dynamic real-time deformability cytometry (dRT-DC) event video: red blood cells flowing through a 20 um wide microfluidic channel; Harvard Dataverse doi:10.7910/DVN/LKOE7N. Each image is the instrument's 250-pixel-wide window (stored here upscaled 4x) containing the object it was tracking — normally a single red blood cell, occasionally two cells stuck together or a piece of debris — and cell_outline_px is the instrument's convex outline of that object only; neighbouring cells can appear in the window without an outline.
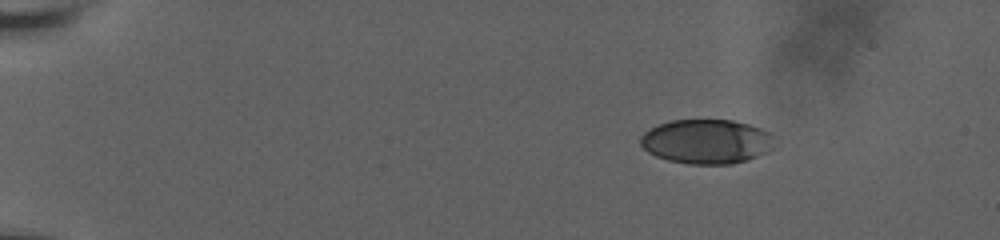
{"species": "human", "species_latin": "Homo sapiens", "temperature_condition": "room temperature", "stored_images_in_passage": 17, "camera_frame_rate_fps": 3000, "um_per_image_px": 0.085, "donor": {"sex": "male"}, "frame": {"image": 1, "passage_image": 3, "time_ms": 2.333, "image_size_px": [1000, 240], "cell_outline_px": [[772, 148], [748, 160], [732, 164], [688, 164], [668, 160], [656, 156], [648, 152], [640, 144], [640, 136], [644, 132], [660, 124], [672, 120], [732, 120], [748, 124], [760, 128], [768, 132]], "centroid_in_image_um": [60.0, 12.03], "position_along_channel_um": 25.0, "area_um2": 34.28}}
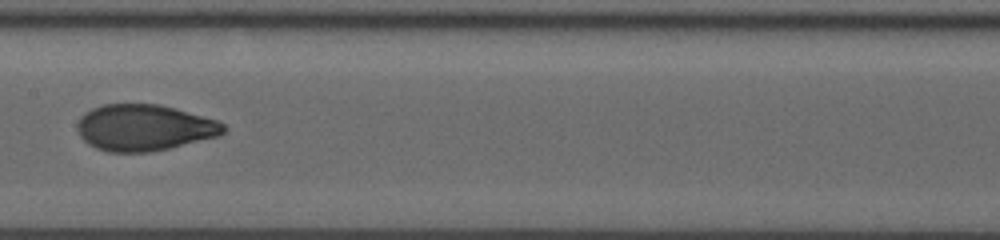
{"frame": {"image": 2, "passage_image": 10, "time_ms": 10.0, "image_size_px": [1000, 240], "cell_outline_px": [[228, 128], [220, 136], [168, 148], [148, 152], [108, 152], [96, 148], [88, 144], [80, 136], [76, 128], [76, 124], [80, 116], [84, 112], [92, 108], [104, 104], [160, 104], [176, 108], [216, 120], [224, 124]], "centroid_in_image_um": [12.24, 10.84], "position_along_channel_um": 195.2, "area_um2": 39.65}}
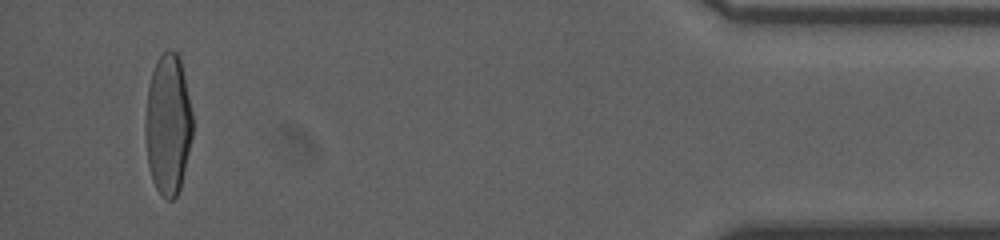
{"frame": {"image": 3, "passage_image": 17, "time_ms": 17.667, "image_size_px": [1000, 240], "cell_outline_px": [[192, 136], [180, 188], [176, 196], [172, 200], [168, 200], [156, 188], [152, 180], [148, 164], [144, 128], [144, 120], [148, 84], [156, 60], [168, 48], [176, 52], [180, 56], [192, 112]], "centroid_in_image_um": [14.26, 10.54], "position_along_channel_um": 420.9, "area_um2": 38.9}, "authors_computed_cell_mechanics": {"area_um2": 38.2058, "velocity_mm_per_s": 3.7808, "shape_relaxation_time_tau1_ms": 6.213, "shape_relaxation_time_tau2_ms": 0.4512, "deformation_change_tau1": 0.2088, "deformation_change_tau2": 0.0451}}